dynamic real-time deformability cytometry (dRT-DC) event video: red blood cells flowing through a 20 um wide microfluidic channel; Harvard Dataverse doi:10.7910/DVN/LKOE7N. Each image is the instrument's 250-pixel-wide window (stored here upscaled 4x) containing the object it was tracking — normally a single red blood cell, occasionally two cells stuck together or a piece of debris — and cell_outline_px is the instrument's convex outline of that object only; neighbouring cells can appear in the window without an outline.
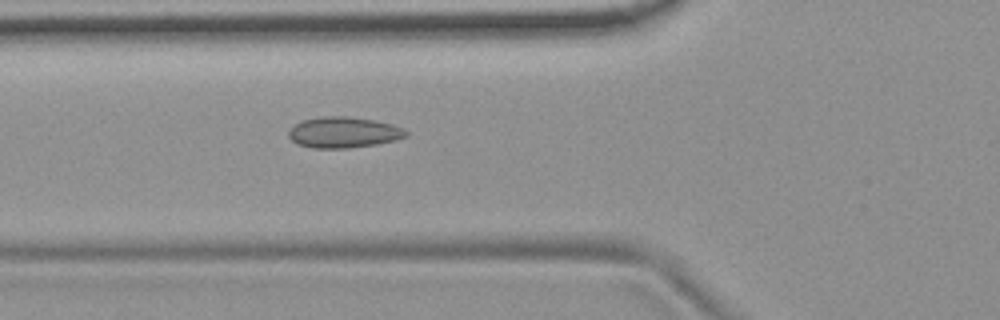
{"species": "common noctule bat (a hibernating species)", "species_latin": "Nyctalus noctula", "temperature_condition": "room temperature", "stored_images_in_passage": 5, "camera_frame_rate_fps": 3000, "um_per_image_px": 0.085, "animal": {"sex": "female", "body_mass_g": 19.9}, "frame": {"image": 1, "passage_image": 5, "time_ms": 1.333, "image_size_px": [1000, 320], "cell_outline_px": [[408, 136], [396, 140], [376, 144], [348, 148], [312, 148], [296, 144], [288, 136], [288, 132], [296, 124], [304, 120], [320, 116], [348, 116], [372, 120], [392, 124], [404, 128], [408, 132]], "centroid_in_image_um": [29.22, 11.25], "position_along_channel_um": 96.6, "area_um2": 21.15}}